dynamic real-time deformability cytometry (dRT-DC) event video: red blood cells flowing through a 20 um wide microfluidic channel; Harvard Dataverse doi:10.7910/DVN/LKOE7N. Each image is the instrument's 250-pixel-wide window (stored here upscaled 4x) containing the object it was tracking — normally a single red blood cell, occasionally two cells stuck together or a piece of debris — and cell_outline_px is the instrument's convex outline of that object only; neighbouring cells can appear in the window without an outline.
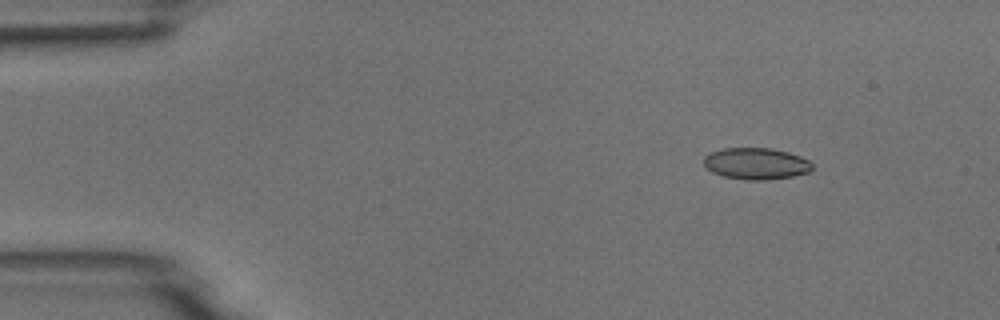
{"species": "common noctule bat (a hibernating species)", "species_latin": "Nyctalus noctula", "temperature_condition": "room temperature", "stored_images_in_passage": 8, "camera_frame_rate_fps": 3000, "um_per_image_px": 0.085, "animal": {"sex": "male", "body_mass_g": 18.8}, "frame": {"image": 1, "passage_image": 2, "time_ms": 1.333, "image_size_px": [1000, 320], "cell_outline_px": [[812, 168], [808, 172], [792, 176], [764, 180], [748, 180], [724, 176], [712, 172], [704, 164], [704, 156], [712, 152], [724, 148], [772, 148], [788, 152], [800, 156], [808, 160], [812, 164]], "centroid_in_image_um": [64.27, 13.9], "position_along_channel_um": 20.7, "area_um2": 19.77}}
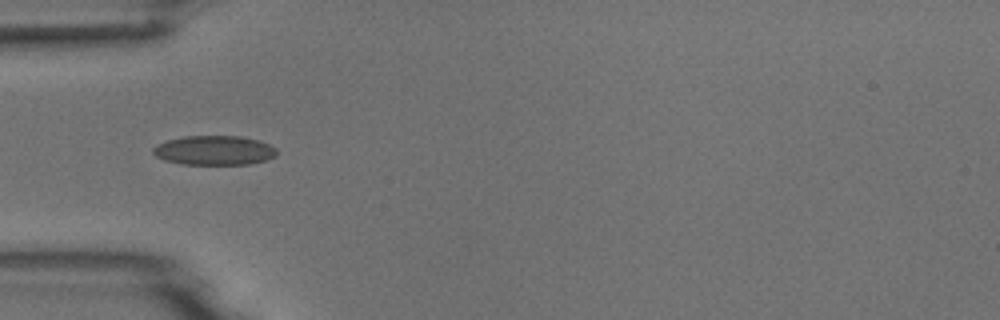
{"frame": {"image": 2, "passage_image": 5, "time_ms": 4.667, "image_size_px": [1000, 320], "cell_outline_px": [[276, 156], [264, 160], [248, 164], [180, 164], [164, 160], [156, 156], [152, 152], [152, 148], [168, 140], [184, 136], [240, 136], [260, 140], [276, 148]], "centroid_in_image_um": [18.21, 12.78], "position_along_channel_um": 66.8, "area_um2": 21.1}}